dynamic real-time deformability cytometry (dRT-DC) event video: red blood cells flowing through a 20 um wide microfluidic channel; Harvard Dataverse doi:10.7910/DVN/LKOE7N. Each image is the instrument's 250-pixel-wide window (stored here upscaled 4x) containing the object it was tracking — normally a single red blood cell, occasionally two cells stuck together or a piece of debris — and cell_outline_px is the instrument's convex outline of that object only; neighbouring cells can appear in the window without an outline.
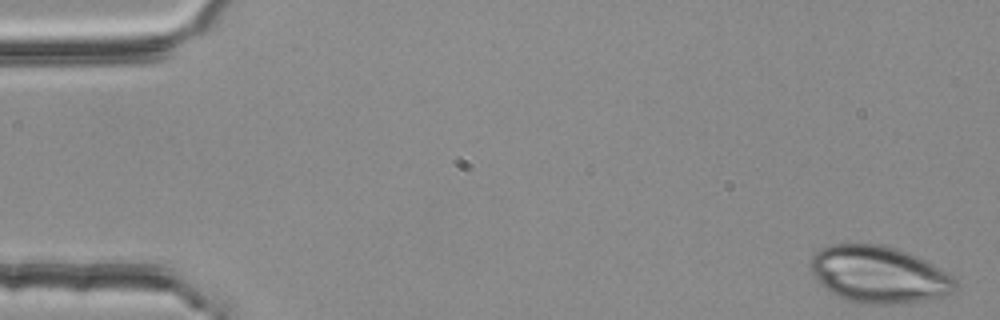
{"species": "common noctule bat (a hibernating species)", "species_latin": "Nyctalus noctula", "temperature_condition": "room temperature", "stored_images_in_passage": 51, "camera_frame_rate_fps": 3000, "um_per_image_px": 0.085, "animal": {"sex": "female", "body_mass_g": 25.1}, "frame": {"image": 1, "passage_image": 1, "time_ms": 0.0, "image_size_px": [1000, 320], "cell_outline_px": [[956, 288], [952, 292], [940, 296], [920, 300], [892, 304], [860, 304], [848, 300], [824, 288], [812, 272], [812, 256], [820, 248], [832, 244], [876, 244], [908, 252], [948, 272], [956, 280]], "centroid_in_image_um": [74.7, 23.33], "position_along_channel_um": 10.3, "area_um2": 47.28}}
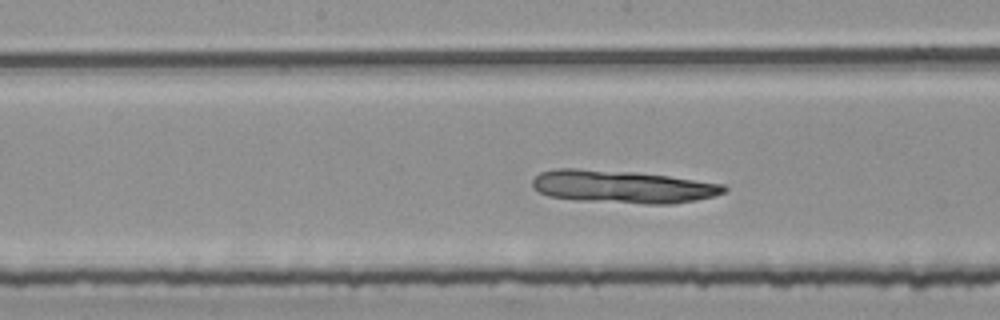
{"frame": {"image": 2, "passage_image": 27, "time_ms": 8.667, "image_size_px": [1000, 320], "cell_outline_px": [[728, 188], [724, 192], [712, 196], [696, 200], [672, 204], [644, 204], [576, 200], [548, 196], [532, 188], [532, 180], [540, 172], [556, 168], [576, 168], [636, 172], [668, 176], [724, 184]], "centroid_in_image_um": [52.88, 15.87], "position_along_channel_um": 195.3, "area_um2": 36.76}}
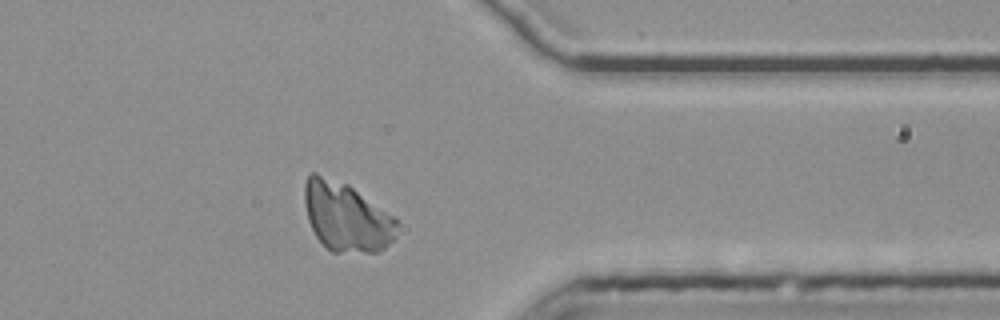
{"frame": {"image": 3, "passage_image": 43, "time_ms": 14.0, "image_size_px": [1000, 320], "cell_outline_px": [[396, 236], [384, 248], [376, 252], [332, 252], [316, 236], [308, 220], [304, 204], [304, 184], [308, 176], [312, 172], [316, 172], [348, 184], [396, 216]], "centroid_in_image_um": [29.44, 18.41], "position_along_channel_um": 382.0, "area_um2": 37.34}}